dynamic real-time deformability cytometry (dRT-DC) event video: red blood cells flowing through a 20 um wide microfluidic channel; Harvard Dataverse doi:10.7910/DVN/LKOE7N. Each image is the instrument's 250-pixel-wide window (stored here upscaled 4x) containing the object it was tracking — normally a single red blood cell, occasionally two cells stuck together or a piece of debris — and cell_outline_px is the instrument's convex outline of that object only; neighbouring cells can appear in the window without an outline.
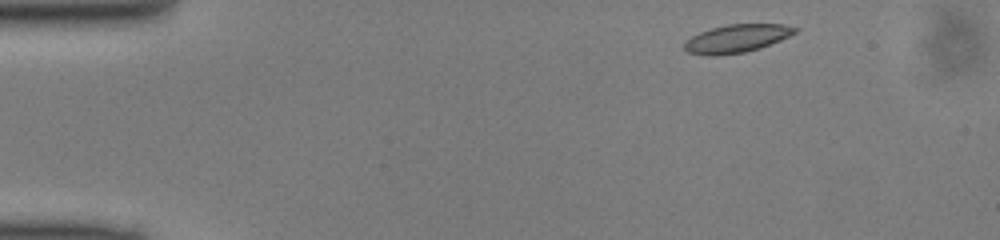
{"species": "common noctule bat (a hibernating species)", "species_latin": "Nyctalus noctula", "temperature_condition": "cold", "stored_images_in_passage": 45, "camera_frame_rate_fps": 3000, "um_per_image_px": 0.085, "animal": {"sex": "male", "body_mass_g": 13.0, "forearm_length_mm": 53.1}, "frame": {"image": 1, "passage_image": 2, "time_ms": 0.333, "image_size_px": [1000, 240], "cell_outline_px": [[800, 28], [796, 32], [780, 40], [760, 48], [744, 52], [716, 56], [708, 56], [688, 52], [684, 48], [684, 44], [692, 36], [700, 32], [712, 28], [728, 24], [784, 24]], "centroid_in_image_um": [62.64, 3.27], "position_along_channel_um": 22.4, "area_um2": 17.98}}
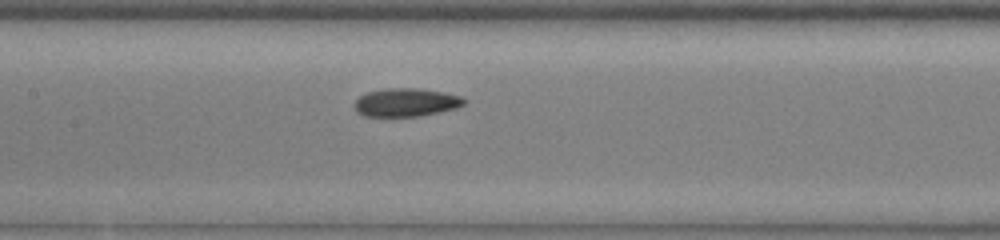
{"frame": {"image": 2, "passage_image": 19, "time_ms": 6.0, "image_size_px": [1000, 240], "cell_outline_px": [[464, 104], [456, 108], [440, 112], [420, 116], [364, 116], [356, 112], [352, 104], [360, 96], [368, 92], [384, 88], [416, 88], [444, 92], [460, 96], [464, 100]], "centroid_in_image_um": [34.47, 8.7], "position_along_channel_um": 172.9, "area_um2": 18.09}}
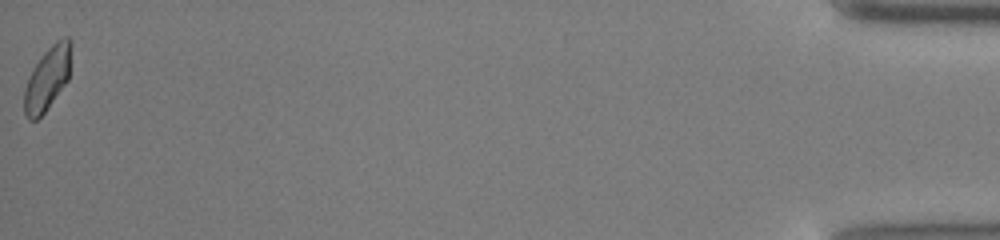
{"frame": {"image": 3, "passage_image": 45, "time_ms": 14.667, "image_size_px": [1000, 240], "cell_outline_px": [[72, 44], [68, 80], [44, 112], [36, 120], [28, 120], [24, 112], [24, 88], [32, 68], [44, 52], [56, 40], [64, 36], [68, 36], [72, 40]], "centroid_in_image_um": [4.04, 6.62], "position_along_channel_um": 431.2, "area_um2": 17.4}}